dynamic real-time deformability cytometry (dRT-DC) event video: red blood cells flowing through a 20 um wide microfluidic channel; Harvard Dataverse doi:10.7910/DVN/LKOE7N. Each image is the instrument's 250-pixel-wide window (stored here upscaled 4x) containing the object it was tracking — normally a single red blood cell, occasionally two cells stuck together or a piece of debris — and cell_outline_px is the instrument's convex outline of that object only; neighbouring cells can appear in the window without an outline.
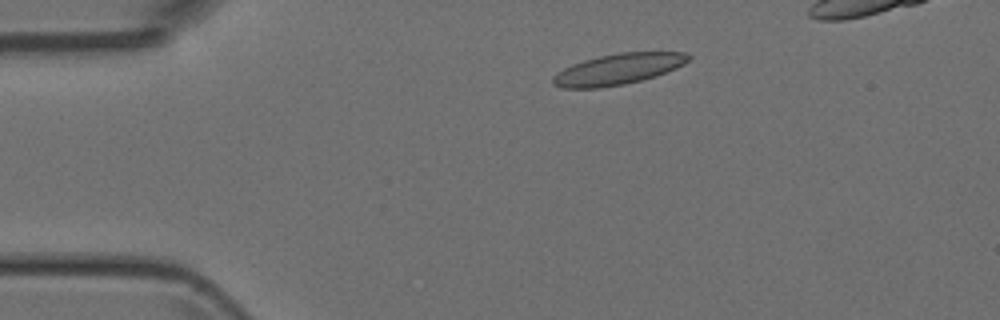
{"species": "Egyptian fruit bat (a non-hibernating species)", "species_latin": "Rousettus aegyptiacus", "temperature_condition": "room temperature", "stored_images_in_passage": 36, "camera_frame_rate_fps": 3000, "um_per_image_px": 0.085, "animal": {"sex": "female"}, "frame": {"image": 1, "passage_image": 1, "time_ms": 0.0, "image_size_px": [1000, 320], "cell_outline_px": [[692, 56], [684, 64], [676, 68], [656, 76], [624, 84], [600, 88], [564, 88], [552, 84], [552, 76], [556, 72], [572, 64], [584, 60], [600, 56], [620, 52], [684, 52]], "centroid_in_image_um": [52.52, 5.88], "position_along_channel_um": 32.5, "area_um2": 24.39}}
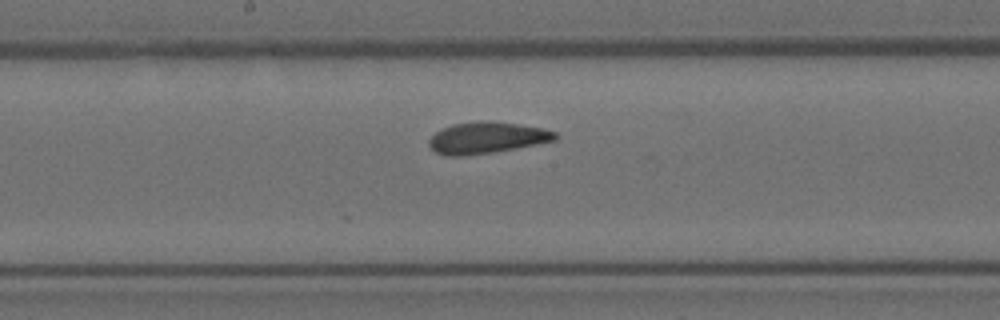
{"frame": {"image": 2, "passage_image": 17, "time_ms": 5.333, "image_size_px": [1000, 320], "cell_outline_px": [[560, 136], [556, 140], [516, 148], [492, 152], [460, 156], [448, 156], [436, 152], [428, 144], [428, 140], [436, 132], [452, 124], [480, 120], [488, 120], [544, 128], [556, 132]], "centroid_in_image_um": [41.39, 11.7], "position_along_channel_um": 206.8, "area_um2": 23.06}}
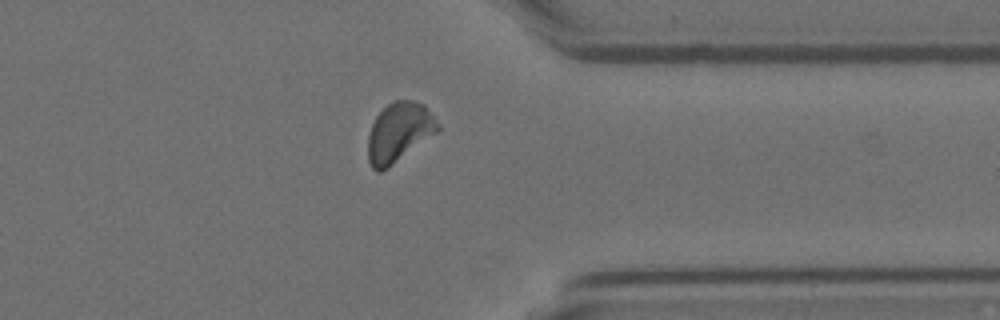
{"frame": {"image": 3, "passage_image": 30, "time_ms": 9.667, "image_size_px": [1000, 320], "cell_outline_px": [[440, 128], [436, 132], [388, 168], [380, 172], [376, 172], [372, 168], [368, 160], [368, 136], [372, 124], [376, 116], [392, 100], [412, 100], [424, 104], [440, 124]], "centroid_in_image_um": [33.9, 11.24], "position_along_channel_um": 377.5, "area_um2": 24.04}}